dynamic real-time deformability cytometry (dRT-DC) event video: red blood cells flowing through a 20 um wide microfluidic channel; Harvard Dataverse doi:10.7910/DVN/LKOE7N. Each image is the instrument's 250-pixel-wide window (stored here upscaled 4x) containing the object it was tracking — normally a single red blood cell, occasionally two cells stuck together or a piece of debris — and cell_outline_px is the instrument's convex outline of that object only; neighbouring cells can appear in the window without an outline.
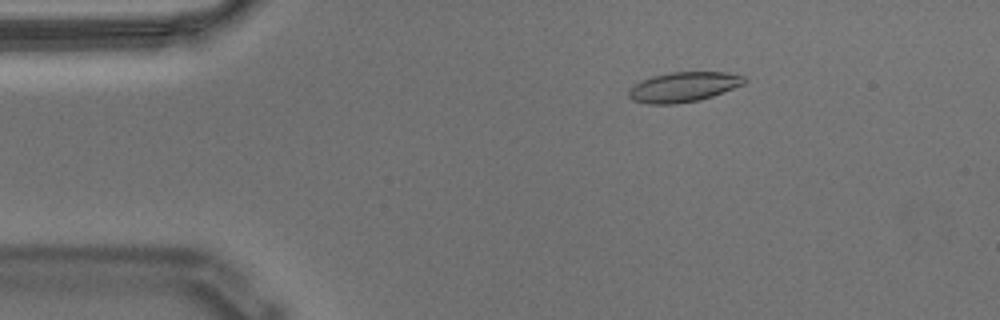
{"species": "Egyptian fruit bat (a non-hibernating species)", "species_latin": "Rousettus aegyptiacus", "temperature_condition": "warm", "stored_images_in_passage": 56, "camera_frame_rate_fps": 3000, "um_per_image_px": 0.085, "animal": {"sex": "male"}, "frame": {"image": 1, "passage_image": 9, "time_ms": 2.667, "image_size_px": [1000, 320], "cell_outline_px": [[748, 80], [744, 84], [712, 96], [700, 100], [676, 104], [648, 104], [632, 100], [628, 96], [628, 88], [652, 76], [668, 72], [728, 72], [744, 76]], "centroid_in_image_um": [58.1, 7.39], "position_along_channel_um": 26.9, "area_um2": 20.23}}
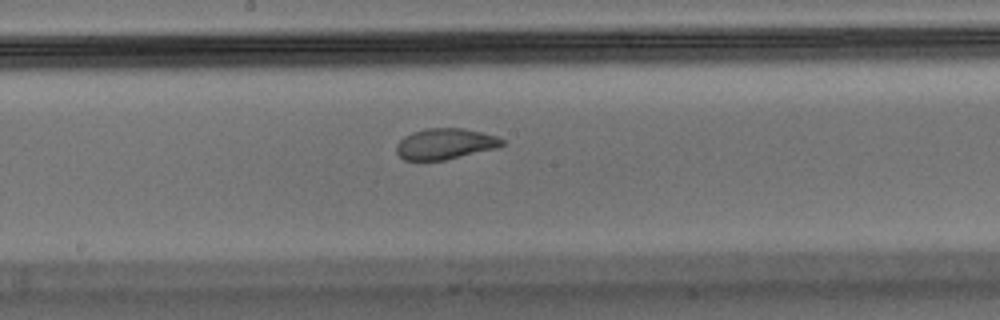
{"frame": {"image": 2, "passage_image": 29, "time_ms": 9.333, "image_size_px": [1000, 320], "cell_outline_px": [[504, 144], [496, 148], [444, 160], [404, 160], [396, 152], [396, 144], [404, 136], [412, 132], [428, 128], [464, 128], [496, 136], [504, 140]], "centroid_in_image_um": [37.81, 12.22], "position_along_channel_um": 210.4, "area_um2": 18.9}}
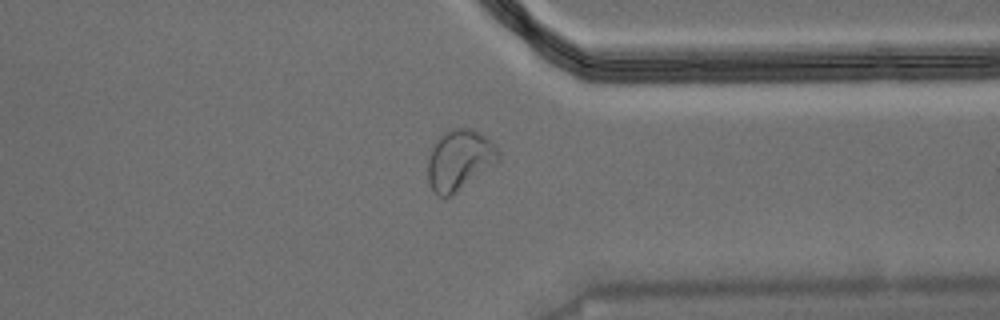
{"frame": {"image": 3, "passage_image": 43, "time_ms": 14.0, "image_size_px": [1000, 320], "cell_outline_px": [[500, 160], [496, 164], [452, 196], [440, 196], [428, 184], [428, 156], [432, 144], [444, 132], [452, 128], [472, 128], [480, 132], [500, 152]], "centroid_in_image_um": [39.04, 13.59], "position_along_channel_um": 372.4, "area_um2": 25.03}, "authors_computed_cell_mechanics": {"area_um2": 20.2011, "velocity_mm_per_s": 3.5447, "shape_relaxation_time_tau1_ms": 6.1336, "shape_relaxation_time_tau2_ms": 0.9429, "deformation_change_tau1": 0.1859, "deformation_change_tau2": 0.0537}}